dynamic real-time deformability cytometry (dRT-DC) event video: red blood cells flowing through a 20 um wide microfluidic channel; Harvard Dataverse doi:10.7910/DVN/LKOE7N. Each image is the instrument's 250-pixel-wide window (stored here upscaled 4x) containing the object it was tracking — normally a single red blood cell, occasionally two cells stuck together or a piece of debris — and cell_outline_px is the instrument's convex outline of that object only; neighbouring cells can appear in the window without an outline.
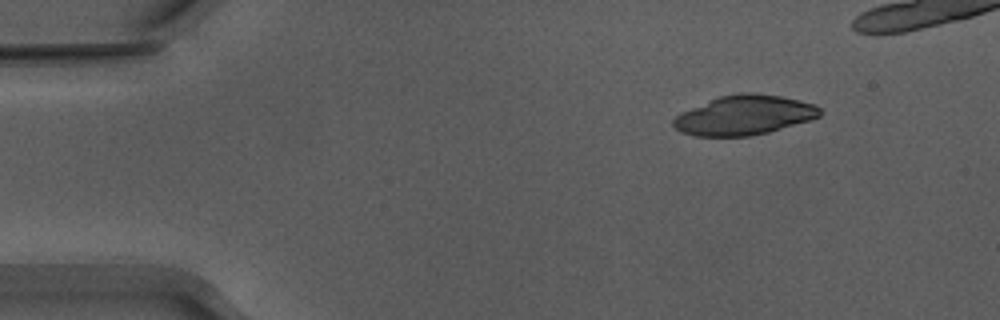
{"species": "Egyptian fruit bat (a non-hibernating species)", "species_latin": "Rousettus aegyptiacus", "temperature_condition": "warm", "stored_images_in_passage": 9, "camera_frame_rate_fps": 3000, "um_per_image_px": 0.085, "animal": {"sex": "male"}, "frame": {"image": 1, "passage_image": 1, "time_ms": 0.0, "image_size_px": [1000, 320], "cell_outline_px": [[824, 112], [820, 116], [808, 120], [768, 132], [748, 136], [696, 136], [680, 132], [672, 124], [672, 120], [680, 112], [720, 96], [740, 92], [752, 92], [780, 96], [800, 100], [816, 104]], "centroid_in_image_um": [63.26, 9.78], "position_along_channel_um": 21.7, "area_um2": 33.76}}